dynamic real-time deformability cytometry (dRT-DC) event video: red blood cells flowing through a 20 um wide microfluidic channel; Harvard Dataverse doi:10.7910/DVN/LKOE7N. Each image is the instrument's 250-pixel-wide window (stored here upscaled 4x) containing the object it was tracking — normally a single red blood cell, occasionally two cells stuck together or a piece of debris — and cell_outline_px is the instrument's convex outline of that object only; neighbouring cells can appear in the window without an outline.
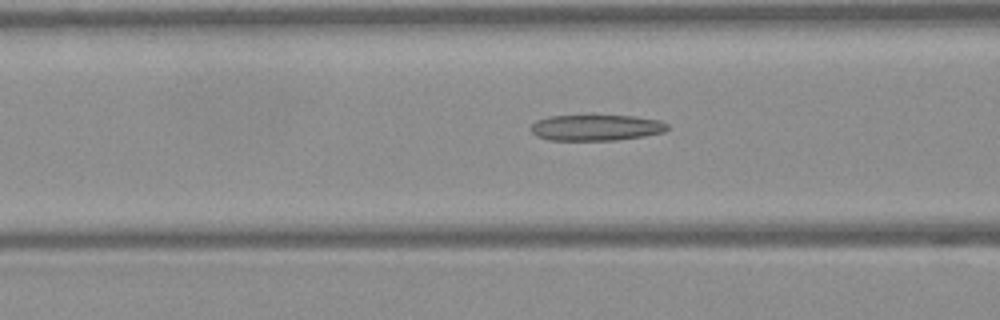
{"species": "Egyptian fruit bat (a non-hibernating species)", "species_latin": "Rousettus aegyptiacus", "temperature_condition": "warm", "stored_images_in_passage": 43, "camera_frame_rate_fps": 3000, "um_per_image_px": 0.085, "frame": {"image": 1, "passage_image": 18, "time_ms": 5.667, "image_size_px": [1000, 320], "cell_outline_px": [[668, 128], [664, 132], [644, 136], [616, 140], [548, 140], [536, 136], [532, 132], [532, 124], [536, 120], [548, 116], [636, 116], [660, 120], [668, 124]], "centroid_in_image_um": [50.68, 10.85], "position_along_channel_um": 115.9, "area_um2": 20.63}}
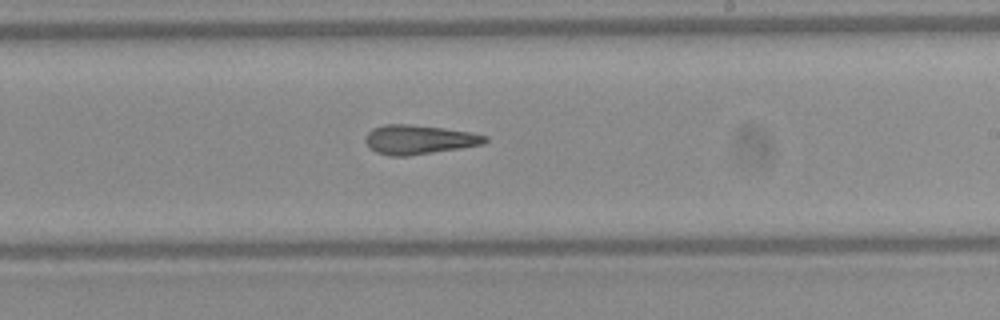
{"frame": {"image": 2, "passage_image": 28, "time_ms": 9.0, "image_size_px": [1000, 320], "cell_outline_px": [[488, 140], [484, 144], [460, 148], [408, 156], [388, 156], [376, 152], [368, 148], [364, 140], [364, 136], [372, 128], [384, 124], [412, 124], [444, 128], [468, 132], [488, 136]], "centroid_in_image_um": [35.55, 11.86], "position_along_channel_um": 253.4, "area_um2": 20.58}}
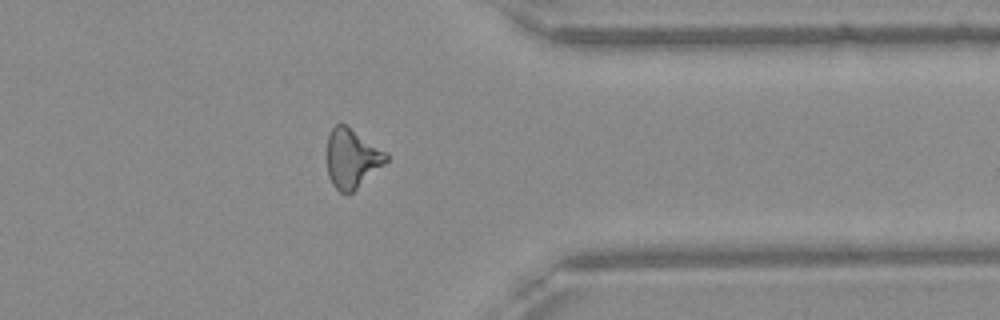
{"frame": {"image": 3, "passage_image": 38, "time_ms": 12.333, "image_size_px": [1000, 320], "cell_outline_px": [[388, 160], [384, 164], [352, 192], [340, 192], [332, 184], [328, 176], [328, 136], [332, 128], [336, 124], [344, 124], [388, 152]], "centroid_in_image_um": [29.93, 13.45], "position_along_channel_um": 381.5, "area_um2": 20.06}, "authors_computed_cell_mechanics": {"area_um2": 20.808, "velocity_mm_per_s": 4.1142, "shape_relaxation_time_tau1_ms": null, "shape_relaxation_time_tau2_ms": 5.5806, "deformation_change_tau1": null, "deformation_change_tau2": 0.1944}}